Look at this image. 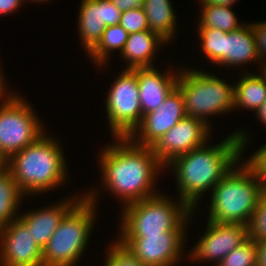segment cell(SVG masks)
Returning a JSON list of instances; mask_svg holds the SVG:
<instances>
[{"label":"cell","instance_id":"obj_32","mask_svg":"<svg viewBox=\"0 0 266 266\" xmlns=\"http://www.w3.org/2000/svg\"><path fill=\"white\" fill-rule=\"evenodd\" d=\"M121 12L130 9L143 10L144 0H110Z\"/></svg>","mask_w":266,"mask_h":266},{"label":"cell","instance_id":"obj_6","mask_svg":"<svg viewBox=\"0 0 266 266\" xmlns=\"http://www.w3.org/2000/svg\"><path fill=\"white\" fill-rule=\"evenodd\" d=\"M167 196L169 195L158 193L123 207L119 236H147L169 231H187L194 210L182 200L175 202L172 197Z\"/></svg>","mask_w":266,"mask_h":266},{"label":"cell","instance_id":"obj_17","mask_svg":"<svg viewBox=\"0 0 266 266\" xmlns=\"http://www.w3.org/2000/svg\"><path fill=\"white\" fill-rule=\"evenodd\" d=\"M160 71L156 67L137 68L139 100L143 115L155 111L176 87L180 69ZM162 72V73H161Z\"/></svg>","mask_w":266,"mask_h":266},{"label":"cell","instance_id":"obj_10","mask_svg":"<svg viewBox=\"0 0 266 266\" xmlns=\"http://www.w3.org/2000/svg\"><path fill=\"white\" fill-rule=\"evenodd\" d=\"M186 232L188 231L116 237L146 266H176L180 260H183V256H186L183 253L186 252L184 251L187 242L185 238H188Z\"/></svg>","mask_w":266,"mask_h":266},{"label":"cell","instance_id":"obj_21","mask_svg":"<svg viewBox=\"0 0 266 266\" xmlns=\"http://www.w3.org/2000/svg\"><path fill=\"white\" fill-rule=\"evenodd\" d=\"M170 0H144L143 10L147 16L149 30L159 34L170 44L177 33V18Z\"/></svg>","mask_w":266,"mask_h":266},{"label":"cell","instance_id":"obj_24","mask_svg":"<svg viewBox=\"0 0 266 266\" xmlns=\"http://www.w3.org/2000/svg\"><path fill=\"white\" fill-rule=\"evenodd\" d=\"M232 6L201 5L198 28H213L224 32L239 29L243 23H238V18L232 11Z\"/></svg>","mask_w":266,"mask_h":266},{"label":"cell","instance_id":"obj_25","mask_svg":"<svg viewBox=\"0 0 266 266\" xmlns=\"http://www.w3.org/2000/svg\"><path fill=\"white\" fill-rule=\"evenodd\" d=\"M200 48L207 62L225 67L226 33L213 28H197Z\"/></svg>","mask_w":266,"mask_h":266},{"label":"cell","instance_id":"obj_33","mask_svg":"<svg viewBox=\"0 0 266 266\" xmlns=\"http://www.w3.org/2000/svg\"><path fill=\"white\" fill-rule=\"evenodd\" d=\"M24 3V0H0V16L11 15L13 12L21 8Z\"/></svg>","mask_w":266,"mask_h":266},{"label":"cell","instance_id":"obj_11","mask_svg":"<svg viewBox=\"0 0 266 266\" xmlns=\"http://www.w3.org/2000/svg\"><path fill=\"white\" fill-rule=\"evenodd\" d=\"M212 129L203 120L185 116L151 147L159 162L165 167L177 156L186 154L209 140ZM210 138V139H209Z\"/></svg>","mask_w":266,"mask_h":266},{"label":"cell","instance_id":"obj_37","mask_svg":"<svg viewBox=\"0 0 266 266\" xmlns=\"http://www.w3.org/2000/svg\"><path fill=\"white\" fill-rule=\"evenodd\" d=\"M257 114V115H256ZM255 117L259 119V121L266 126V100L263 104L257 109L255 112Z\"/></svg>","mask_w":266,"mask_h":266},{"label":"cell","instance_id":"obj_9","mask_svg":"<svg viewBox=\"0 0 266 266\" xmlns=\"http://www.w3.org/2000/svg\"><path fill=\"white\" fill-rule=\"evenodd\" d=\"M108 90L105 109L112 138L129 137L143 118L137 68L122 69Z\"/></svg>","mask_w":266,"mask_h":266},{"label":"cell","instance_id":"obj_29","mask_svg":"<svg viewBox=\"0 0 266 266\" xmlns=\"http://www.w3.org/2000/svg\"><path fill=\"white\" fill-rule=\"evenodd\" d=\"M119 25L129 34L149 30V24L144 10L130 9L121 14Z\"/></svg>","mask_w":266,"mask_h":266},{"label":"cell","instance_id":"obj_5","mask_svg":"<svg viewBox=\"0 0 266 266\" xmlns=\"http://www.w3.org/2000/svg\"><path fill=\"white\" fill-rule=\"evenodd\" d=\"M240 163L241 160L212 189L207 220L250 226L266 189L243 161Z\"/></svg>","mask_w":266,"mask_h":266},{"label":"cell","instance_id":"obj_34","mask_svg":"<svg viewBox=\"0 0 266 266\" xmlns=\"http://www.w3.org/2000/svg\"><path fill=\"white\" fill-rule=\"evenodd\" d=\"M1 64V63H0ZM1 66H0V100L1 101H4L6 100L7 98H9L10 96H12L15 92L13 91H10L9 87L6 83V79H4V74H3V71L1 70ZM6 84V85H5ZM9 89V91H8ZM11 92V93H10ZM4 98V99H3Z\"/></svg>","mask_w":266,"mask_h":266},{"label":"cell","instance_id":"obj_31","mask_svg":"<svg viewBox=\"0 0 266 266\" xmlns=\"http://www.w3.org/2000/svg\"><path fill=\"white\" fill-rule=\"evenodd\" d=\"M253 31L255 33L256 47L259 54V59L262 62L263 68H266V20L252 22Z\"/></svg>","mask_w":266,"mask_h":266},{"label":"cell","instance_id":"obj_20","mask_svg":"<svg viewBox=\"0 0 266 266\" xmlns=\"http://www.w3.org/2000/svg\"><path fill=\"white\" fill-rule=\"evenodd\" d=\"M258 71L261 73H240L242 76L234 84V110L243 108L256 112L266 100V72Z\"/></svg>","mask_w":266,"mask_h":266},{"label":"cell","instance_id":"obj_3","mask_svg":"<svg viewBox=\"0 0 266 266\" xmlns=\"http://www.w3.org/2000/svg\"><path fill=\"white\" fill-rule=\"evenodd\" d=\"M60 144L59 139L45 132L4 162L26 197L52 191L68 180L67 161Z\"/></svg>","mask_w":266,"mask_h":266},{"label":"cell","instance_id":"obj_2","mask_svg":"<svg viewBox=\"0 0 266 266\" xmlns=\"http://www.w3.org/2000/svg\"><path fill=\"white\" fill-rule=\"evenodd\" d=\"M248 136L245 130H235L220 143L208 145L206 142L167 164L163 170L171 169L175 173L177 199L197 210L202 195L212 192L214 186L241 160L248 146Z\"/></svg>","mask_w":266,"mask_h":266},{"label":"cell","instance_id":"obj_28","mask_svg":"<svg viewBox=\"0 0 266 266\" xmlns=\"http://www.w3.org/2000/svg\"><path fill=\"white\" fill-rule=\"evenodd\" d=\"M249 236L256 240H266V191L261 195L252 222L249 226Z\"/></svg>","mask_w":266,"mask_h":266},{"label":"cell","instance_id":"obj_12","mask_svg":"<svg viewBox=\"0 0 266 266\" xmlns=\"http://www.w3.org/2000/svg\"><path fill=\"white\" fill-rule=\"evenodd\" d=\"M204 234L186 257L188 261L217 262L216 266L233 249L249 237V227L242 224L218 223L207 220Z\"/></svg>","mask_w":266,"mask_h":266},{"label":"cell","instance_id":"obj_19","mask_svg":"<svg viewBox=\"0 0 266 266\" xmlns=\"http://www.w3.org/2000/svg\"><path fill=\"white\" fill-rule=\"evenodd\" d=\"M259 63L260 71L263 70L262 62L256 47L255 33L252 22L242 25L239 29L226 33L225 66L236 68L243 67L249 62ZM243 65V66H242Z\"/></svg>","mask_w":266,"mask_h":266},{"label":"cell","instance_id":"obj_26","mask_svg":"<svg viewBox=\"0 0 266 266\" xmlns=\"http://www.w3.org/2000/svg\"><path fill=\"white\" fill-rule=\"evenodd\" d=\"M216 266H258L256 240L250 236L226 255Z\"/></svg>","mask_w":266,"mask_h":266},{"label":"cell","instance_id":"obj_36","mask_svg":"<svg viewBox=\"0 0 266 266\" xmlns=\"http://www.w3.org/2000/svg\"><path fill=\"white\" fill-rule=\"evenodd\" d=\"M200 5L234 6L237 0H200Z\"/></svg>","mask_w":266,"mask_h":266},{"label":"cell","instance_id":"obj_35","mask_svg":"<svg viewBox=\"0 0 266 266\" xmlns=\"http://www.w3.org/2000/svg\"><path fill=\"white\" fill-rule=\"evenodd\" d=\"M256 242L258 248V266H266V240Z\"/></svg>","mask_w":266,"mask_h":266},{"label":"cell","instance_id":"obj_4","mask_svg":"<svg viewBox=\"0 0 266 266\" xmlns=\"http://www.w3.org/2000/svg\"><path fill=\"white\" fill-rule=\"evenodd\" d=\"M91 189L84 190V196L65 214L43 248V266H76L81 260L97 216L99 192Z\"/></svg>","mask_w":266,"mask_h":266},{"label":"cell","instance_id":"obj_16","mask_svg":"<svg viewBox=\"0 0 266 266\" xmlns=\"http://www.w3.org/2000/svg\"><path fill=\"white\" fill-rule=\"evenodd\" d=\"M75 195L62 199L45 208H38L26 213L19 212V218L27 225L35 242L43 249L58 228L65 214L84 196ZM81 196V197H80ZM68 199V200H67Z\"/></svg>","mask_w":266,"mask_h":266},{"label":"cell","instance_id":"obj_30","mask_svg":"<svg viewBox=\"0 0 266 266\" xmlns=\"http://www.w3.org/2000/svg\"><path fill=\"white\" fill-rule=\"evenodd\" d=\"M243 163L252 171L255 178L266 189V144L261 147L253 155L249 156V159H243Z\"/></svg>","mask_w":266,"mask_h":266},{"label":"cell","instance_id":"obj_22","mask_svg":"<svg viewBox=\"0 0 266 266\" xmlns=\"http://www.w3.org/2000/svg\"><path fill=\"white\" fill-rule=\"evenodd\" d=\"M24 196L10 170L4 164L0 166V228L19 216Z\"/></svg>","mask_w":266,"mask_h":266},{"label":"cell","instance_id":"obj_38","mask_svg":"<svg viewBox=\"0 0 266 266\" xmlns=\"http://www.w3.org/2000/svg\"><path fill=\"white\" fill-rule=\"evenodd\" d=\"M24 1H25V2H27V1L29 2V1H30L31 3H32V2H33V3H34V2L36 3L37 1H38L37 3H42V2L45 3V2H47V1H52V0H24Z\"/></svg>","mask_w":266,"mask_h":266},{"label":"cell","instance_id":"obj_27","mask_svg":"<svg viewBox=\"0 0 266 266\" xmlns=\"http://www.w3.org/2000/svg\"><path fill=\"white\" fill-rule=\"evenodd\" d=\"M111 242L106 248L104 266H146L118 238Z\"/></svg>","mask_w":266,"mask_h":266},{"label":"cell","instance_id":"obj_23","mask_svg":"<svg viewBox=\"0 0 266 266\" xmlns=\"http://www.w3.org/2000/svg\"><path fill=\"white\" fill-rule=\"evenodd\" d=\"M128 36L129 33L119 24L106 27L98 44L88 53V56L93 60L92 63L95 62V67L98 66L100 70L108 64L111 52L119 49V54H121Z\"/></svg>","mask_w":266,"mask_h":266},{"label":"cell","instance_id":"obj_13","mask_svg":"<svg viewBox=\"0 0 266 266\" xmlns=\"http://www.w3.org/2000/svg\"><path fill=\"white\" fill-rule=\"evenodd\" d=\"M42 250L19 217L0 228V266H43Z\"/></svg>","mask_w":266,"mask_h":266},{"label":"cell","instance_id":"obj_15","mask_svg":"<svg viewBox=\"0 0 266 266\" xmlns=\"http://www.w3.org/2000/svg\"><path fill=\"white\" fill-rule=\"evenodd\" d=\"M79 8L78 35L88 54L106 27L119 24L122 12L110 0H82Z\"/></svg>","mask_w":266,"mask_h":266},{"label":"cell","instance_id":"obj_1","mask_svg":"<svg viewBox=\"0 0 266 266\" xmlns=\"http://www.w3.org/2000/svg\"><path fill=\"white\" fill-rule=\"evenodd\" d=\"M112 140L98 156L104 191L117 197L122 207L157 195L155 184L165 167L151 147L138 145L129 137Z\"/></svg>","mask_w":266,"mask_h":266},{"label":"cell","instance_id":"obj_7","mask_svg":"<svg viewBox=\"0 0 266 266\" xmlns=\"http://www.w3.org/2000/svg\"><path fill=\"white\" fill-rule=\"evenodd\" d=\"M190 69H180L176 85L184 98L185 114L211 127L209 117L234 110V84L211 72Z\"/></svg>","mask_w":266,"mask_h":266},{"label":"cell","instance_id":"obj_8","mask_svg":"<svg viewBox=\"0 0 266 266\" xmlns=\"http://www.w3.org/2000/svg\"><path fill=\"white\" fill-rule=\"evenodd\" d=\"M20 94L14 93L0 104V160L3 163L45 133L31 103Z\"/></svg>","mask_w":266,"mask_h":266},{"label":"cell","instance_id":"obj_14","mask_svg":"<svg viewBox=\"0 0 266 266\" xmlns=\"http://www.w3.org/2000/svg\"><path fill=\"white\" fill-rule=\"evenodd\" d=\"M185 116L184 98L175 87L155 111L143 115L140 125L129 138L138 145L152 147Z\"/></svg>","mask_w":266,"mask_h":266},{"label":"cell","instance_id":"obj_18","mask_svg":"<svg viewBox=\"0 0 266 266\" xmlns=\"http://www.w3.org/2000/svg\"><path fill=\"white\" fill-rule=\"evenodd\" d=\"M167 43L159 34L150 30L129 34L120 54L122 59L128 62L125 69L155 67V63H152L153 59H156L154 57L159 48L161 49Z\"/></svg>","mask_w":266,"mask_h":266}]
</instances>
